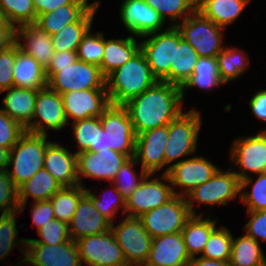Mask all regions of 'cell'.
Returning <instances> with one entry per match:
<instances>
[{"label":"cell","instance_id":"6da1fadb","mask_svg":"<svg viewBox=\"0 0 266 266\" xmlns=\"http://www.w3.org/2000/svg\"><path fill=\"white\" fill-rule=\"evenodd\" d=\"M180 87L164 81L145 90L123 106L130 116L135 135L169 125L183 112Z\"/></svg>","mask_w":266,"mask_h":266},{"label":"cell","instance_id":"7a4b0ae2","mask_svg":"<svg viewBox=\"0 0 266 266\" xmlns=\"http://www.w3.org/2000/svg\"><path fill=\"white\" fill-rule=\"evenodd\" d=\"M157 82L141 50L105 78L107 95L112 105L126 104Z\"/></svg>","mask_w":266,"mask_h":266},{"label":"cell","instance_id":"3957f363","mask_svg":"<svg viewBox=\"0 0 266 266\" xmlns=\"http://www.w3.org/2000/svg\"><path fill=\"white\" fill-rule=\"evenodd\" d=\"M46 135L25 131L10 150L7 172L13 184L19 188L40 169L44 168V154L51 141Z\"/></svg>","mask_w":266,"mask_h":266},{"label":"cell","instance_id":"277c9868","mask_svg":"<svg viewBox=\"0 0 266 266\" xmlns=\"http://www.w3.org/2000/svg\"><path fill=\"white\" fill-rule=\"evenodd\" d=\"M47 86L60 95L86 89H106L100 67L77 59L65 67H46Z\"/></svg>","mask_w":266,"mask_h":266},{"label":"cell","instance_id":"5b68a950","mask_svg":"<svg viewBox=\"0 0 266 266\" xmlns=\"http://www.w3.org/2000/svg\"><path fill=\"white\" fill-rule=\"evenodd\" d=\"M201 126V114L195 107L182 112L169 124V136L164 149L165 166H168L165 174L171 168L170 163L196 152Z\"/></svg>","mask_w":266,"mask_h":266},{"label":"cell","instance_id":"8992f818","mask_svg":"<svg viewBox=\"0 0 266 266\" xmlns=\"http://www.w3.org/2000/svg\"><path fill=\"white\" fill-rule=\"evenodd\" d=\"M140 38V50L144 53L148 65L158 81L170 83V67L174 64L175 46L182 38L176 26L164 31L150 33Z\"/></svg>","mask_w":266,"mask_h":266},{"label":"cell","instance_id":"52a82bcc","mask_svg":"<svg viewBox=\"0 0 266 266\" xmlns=\"http://www.w3.org/2000/svg\"><path fill=\"white\" fill-rule=\"evenodd\" d=\"M182 21L175 26L199 57H216L223 50L224 28L205 18L198 10Z\"/></svg>","mask_w":266,"mask_h":266},{"label":"cell","instance_id":"ba28073f","mask_svg":"<svg viewBox=\"0 0 266 266\" xmlns=\"http://www.w3.org/2000/svg\"><path fill=\"white\" fill-rule=\"evenodd\" d=\"M151 176L153 174L148 173L140 185L125 199V215L128 217H140L168 203L176 196L167 174L163 173L161 177L152 179Z\"/></svg>","mask_w":266,"mask_h":266},{"label":"cell","instance_id":"9c48e42d","mask_svg":"<svg viewBox=\"0 0 266 266\" xmlns=\"http://www.w3.org/2000/svg\"><path fill=\"white\" fill-rule=\"evenodd\" d=\"M192 216L186 197L175 196L168 203L138 217L152 238L181 232Z\"/></svg>","mask_w":266,"mask_h":266},{"label":"cell","instance_id":"30bf717a","mask_svg":"<svg viewBox=\"0 0 266 266\" xmlns=\"http://www.w3.org/2000/svg\"><path fill=\"white\" fill-rule=\"evenodd\" d=\"M240 195V180L234 173V170L223 171L220 168L214 176L197 186L187 196L186 200L192 215L196 214L194 201L200 205H227L231 200H234Z\"/></svg>","mask_w":266,"mask_h":266},{"label":"cell","instance_id":"8fae6325","mask_svg":"<svg viewBox=\"0 0 266 266\" xmlns=\"http://www.w3.org/2000/svg\"><path fill=\"white\" fill-rule=\"evenodd\" d=\"M111 231L123 251L127 264L144 266L148 259L152 237L138 217L126 216L118 225L111 224Z\"/></svg>","mask_w":266,"mask_h":266},{"label":"cell","instance_id":"7c38bea8","mask_svg":"<svg viewBox=\"0 0 266 266\" xmlns=\"http://www.w3.org/2000/svg\"><path fill=\"white\" fill-rule=\"evenodd\" d=\"M75 242L82 266L83 263L87 266H124L127 264L111 229L101 234L82 237Z\"/></svg>","mask_w":266,"mask_h":266},{"label":"cell","instance_id":"4fadbf2b","mask_svg":"<svg viewBox=\"0 0 266 266\" xmlns=\"http://www.w3.org/2000/svg\"><path fill=\"white\" fill-rule=\"evenodd\" d=\"M100 122L106 131L107 148L134 157L136 135L127 109L110 104L100 116Z\"/></svg>","mask_w":266,"mask_h":266},{"label":"cell","instance_id":"5bb4252c","mask_svg":"<svg viewBox=\"0 0 266 266\" xmlns=\"http://www.w3.org/2000/svg\"><path fill=\"white\" fill-rule=\"evenodd\" d=\"M69 123L62 96L48 86L38 90L33 118L25 131L47 136V130L60 131Z\"/></svg>","mask_w":266,"mask_h":266},{"label":"cell","instance_id":"9a60e30c","mask_svg":"<svg viewBox=\"0 0 266 266\" xmlns=\"http://www.w3.org/2000/svg\"><path fill=\"white\" fill-rule=\"evenodd\" d=\"M218 169L204 157L195 156L172 163L167 175L172 187L182 188L181 192L175 191V195L187 197L197 186L210 180Z\"/></svg>","mask_w":266,"mask_h":266},{"label":"cell","instance_id":"2e32d148","mask_svg":"<svg viewBox=\"0 0 266 266\" xmlns=\"http://www.w3.org/2000/svg\"><path fill=\"white\" fill-rule=\"evenodd\" d=\"M231 159L240 172L234 171L239 180L248 177V173L260 174L266 165V130L257 135L236 138L231 144Z\"/></svg>","mask_w":266,"mask_h":266},{"label":"cell","instance_id":"e0dca14e","mask_svg":"<svg viewBox=\"0 0 266 266\" xmlns=\"http://www.w3.org/2000/svg\"><path fill=\"white\" fill-rule=\"evenodd\" d=\"M76 158L77 175L81 186H83L82 177L112 182L118 170L129 159L127 155L111 149L81 152L76 154Z\"/></svg>","mask_w":266,"mask_h":266},{"label":"cell","instance_id":"ac0fdd59","mask_svg":"<svg viewBox=\"0 0 266 266\" xmlns=\"http://www.w3.org/2000/svg\"><path fill=\"white\" fill-rule=\"evenodd\" d=\"M25 258L29 266H82L77 244L72 239L57 245L26 240Z\"/></svg>","mask_w":266,"mask_h":266},{"label":"cell","instance_id":"d6986e66","mask_svg":"<svg viewBox=\"0 0 266 266\" xmlns=\"http://www.w3.org/2000/svg\"><path fill=\"white\" fill-rule=\"evenodd\" d=\"M120 6L121 21L135 38L162 31L166 24L160 14L144 0H123Z\"/></svg>","mask_w":266,"mask_h":266},{"label":"cell","instance_id":"ffe728a7","mask_svg":"<svg viewBox=\"0 0 266 266\" xmlns=\"http://www.w3.org/2000/svg\"><path fill=\"white\" fill-rule=\"evenodd\" d=\"M169 136V125L136 135L135 158L147 173L155 174L165 167L164 149Z\"/></svg>","mask_w":266,"mask_h":266},{"label":"cell","instance_id":"44dd1931","mask_svg":"<svg viewBox=\"0 0 266 266\" xmlns=\"http://www.w3.org/2000/svg\"><path fill=\"white\" fill-rule=\"evenodd\" d=\"M67 120L72 123L89 117H100L110 105L106 89H86L61 94Z\"/></svg>","mask_w":266,"mask_h":266},{"label":"cell","instance_id":"7402d4cb","mask_svg":"<svg viewBox=\"0 0 266 266\" xmlns=\"http://www.w3.org/2000/svg\"><path fill=\"white\" fill-rule=\"evenodd\" d=\"M191 260L181 232L152 239L144 266H187Z\"/></svg>","mask_w":266,"mask_h":266},{"label":"cell","instance_id":"603a6c76","mask_svg":"<svg viewBox=\"0 0 266 266\" xmlns=\"http://www.w3.org/2000/svg\"><path fill=\"white\" fill-rule=\"evenodd\" d=\"M44 168L61 187L79 185L76 154L58 142H51L44 154Z\"/></svg>","mask_w":266,"mask_h":266},{"label":"cell","instance_id":"cb8c5ba5","mask_svg":"<svg viewBox=\"0 0 266 266\" xmlns=\"http://www.w3.org/2000/svg\"><path fill=\"white\" fill-rule=\"evenodd\" d=\"M68 226L70 239L74 241L111 229V223L98 212L93 201L86 194L80 199Z\"/></svg>","mask_w":266,"mask_h":266},{"label":"cell","instance_id":"d4e9b609","mask_svg":"<svg viewBox=\"0 0 266 266\" xmlns=\"http://www.w3.org/2000/svg\"><path fill=\"white\" fill-rule=\"evenodd\" d=\"M23 40V44L20 42ZM16 42L21 50L31 55L46 68L54 54L52 36L36 23H27L16 27Z\"/></svg>","mask_w":266,"mask_h":266},{"label":"cell","instance_id":"484cf974","mask_svg":"<svg viewBox=\"0 0 266 266\" xmlns=\"http://www.w3.org/2000/svg\"><path fill=\"white\" fill-rule=\"evenodd\" d=\"M14 87L40 90L47 87L45 68L16 42V60L13 68Z\"/></svg>","mask_w":266,"mask_h":266},{"label":"cell","instance_id":"4316f807","mask_svg":"<svg viewBox=\"0 0 266 266\" xmlns=\"http://www.w3.org/2000/svg\"><path fill=\"white\" fill-rule=\"evenodd\" d=\"M7 92L2 110L11 119L18 121L24 128L31 122L38 90L11 87L0 92Z\"/></svg>","mask_w":266,"mask_h":266},{"label":"cell","instance_id":"83f0119b","mask_svg":"<svg viewBox=\"0 0 266 266\" xmlns=\"http://www.w3.org/2000/svg\"><path fill=\"white\" fill-rule=\"evenodd\" d=\"M132 36L126 38L105 40L104 53L100 66L101 73L106 78L120 66L130 60L139 50L140 42L137 43Z\"/></svg>","mask_w":266,"mask_h":266},{"label":"cell","instance_id":"f1b7e54d","mask_svg":"<svg viewBox=\"0 0 266 266\" xmlns=\"http://www.w3.org/2000/svg\"><path fill=\"white\" fill-rule=\"evenodd\" d=\"M99 7L100 1L96 0L95 4L77 22L64 26L52 35L54 51H77L83 36L92 28L93 18Z\"/></svg>","mask_w":266,"mask_h":266},{"label":"cell","instance_id":"f546056e","mask_svg":"<svg viewBox=\"0 0 266 266\" xmlns=\"http://www.w3.org/2000/svg\"><path fill=\"white\" fill-rule=\"evenodd\" d=\"M216 223L217 219H212L209 215L203 217L202 214L192 215L187 220L181 233L190 258L202 254L206 242L217 227Z\"/></svg>","mask_w":266,"mask_h":266},{"label":"cell","instance_id":"4dcf8cb0","mask_svg":"<svg viewBox=\"0 0 266 266\" xmlns=\"http://www.w3.org/2000/svg\"><path fill=\"white\" fill-rule=\"evenodd\" d=\"M60 188L61 185L45 168L40 169L18 188V212L24 211L29 196L34 202L49 200Z\"/></svg>","mask_w":266,"mask_h":266},{"label":"cell","instance_id":"1f68e13d","mask_svg":"<svg viewBox=\"0 0 266 266\" xmlns=\"http://www.w3.org/2000/svg\"><path fill=\"white\" fill-rule=\"evenodd\" d=\"M251 0H200L197 10L216 25L226 28L238 19Z\"/></svg>","mask_w":266,"mask_h":266},{"label":"cell","instance_id":"d6a6232c","mask_svg":"<svg viewBox=\"0 0 266 266\" xmlns=\"http://www.w3.org/2000/svg\"><path fill=\"white\" fill-rule=\"evenodd\" d=\"M68 4L58 7L56 10L41 14L36 24L50 36L59 32L64 26L77 22L94 4Z\"/></svg>","mask_w":266,"mask_h":266},{"label":"cell","instance_id":"836d02e7","mask_svg":"<svg viewBox=\"0 0 266 266\" xmlns=\"http://www.w3.org/2000/svg\"><path fill=\"white\" fill-rule=\"evenodd\" d=\"M225 84L220 76L216 57H199L192 75L180 87L182 98L185 90L194 86L203 90L214 89Z\"/></svg>","mask_w":266,"mask_h":266},{"label":"cell","instance_id":"e575fe53","mask_svg":"<svg viewBox=\"0 0 266 266\" xmlns=\"http://www.w3.org/2000/svg\"><path fill=\"white\" fill-rule=\"evenodd\" d=\"M229 262L231 266H266V257L260 244L244 234L233 237Z\"/></svg>","mask_w":266,"mask_h":266},{"label":"cell","instance_id":"d590c367","mask_svg":"<svg viewBox=\"0 0 266 266\" xmlns=\"http://www.w3.org/2000/svg\"><path fill=\"white\" fill-rule=\"evenodd\" d=\"M199 56L183 38L175 46L174 64L170 67V84L181 87L192 75Z\"/></svg>","mask_w":266,"mask_h":266},{"label":"cell","instance_id":"8d00e7d4","mask_svg":"<svg viewBox=\"0 0 266 266\" xmlns=\"http://www.w3.org/2000/svg\"><path fill=\"white\" fill-rule=\"evenodd\" d=\"M86 194L81 185L61 187L49 200L53 207L55 219L69 224L80 199Z\"/></svg>","mask_w":266,"mask_h":266},{"label":"cell","instance_id":"74e56055","mask_svg":"<svg viewBox=\"0 0 266 266\" xmlns=\"http://www.w3.org/2000/svg\"><path fill=\"white\" fill-rule=\"evenodd\" d=\"M216 59L221 79L225 84L229 81H235L244 74L250 64L249 57L237 47H224Z\"/></svg>","mask_w":266,"mask_h":266},{"label":"cell","instance_id":"f35d334b","mask_svg":"<svg viewBox=\"0 0 266 266\" xmlns=\"http://www.w3.org/2000/svg\"><path fill=\"white\" fill-rule=\"evenodd\" d=\"M0 15L15 28L37 20L32 0H0Z\"/></svg>","mask_w":266,"mask_h":266},{"label":"cell","instance_id":"ab89813d","mask_svg":"<svg viewBox=\"0 0 266 266\" xmlns=\"http://www.w3.org/2000/svg\"><path fill=\"white\" fill-rule=\"evenodd\" d=\"M253 183L251 191H245L246 187ZM240 202L247 206V211L266 210V174H257L253 182L252 176L240 181Z\"/></svg>","mask_w":266,"mask_h":266},{"label":"cell","instance_id":"60d3db41","mask_svg":"<svg viewBox=\"0 0 266 266\" xmlns=\"http://www.w3.org/2000/svg\"><path fill=\"white\" fill-rule=\"evenodd\" d=\"M233 235L226 226L216 228L210 235L200 257L226 261L230 259Z\"/></svg>","mask_w":266,"mask_h":266},{"label":"cell","instance_id":"b9f144b4","mask_svg":"<svg viewBox=\"0 0 266 266\" xmlns=\"http://www.w3.org/2000/svg\"><path fill=\"white\" fill-rule=\"evenodd\" d=\"M155 9L166 22L167 17L172 20L170 26L177 25L178 19H185L197 10L192 0H144ZM183 17V18H182ZM174 21V22H173ZM176 21V23H175Z\"/></svg>","mask_w":266,"mask_h":266},{"label":"cell","instance_id":"7bdbcfd3","mask_svg":"<svg viewBox=\"0 0 266 266\" xmlns=\"http://www.w3.org/2000/svg\"><path fill=\"white\" fill-rule=\"evenodd\" d=\"M20 215L18 211L0 216V260L3 261L13 249V246L22 245L20 252L25 255V238H17L18 230L16 225V216ZM17 241V242H16ZM21 243V244H20ZM24 248V249H23ZM22 250V251H21ZM3 259V260H2Z\"/></svg>","mask_w":266,"mask_h":266},{"label":"cell","instance_id":"ee69618b","mask_svg":"<svg viewBox=\"0 0 266 266\" xmlns=\"http://www.w3.org/2000/svg\"><path fill=\"white\" fill-rule=\"evenodd\" d=\"M138 164L135 157H130L118 170V173L112 180L117 191L126 199L140 185L143 178L148 174L141 168L140 176L136 173L134 166ZM138 176L140 177L138 179Z\"/></svg>","mask_w":266,"mask_h":266},{"label":"cell","instance_id":"f6af8a7d","mask_svg":"<svg viewBox=\"0 0 266 266\" xmlns=\"http://www.w3.org/2000/svg\"><path fill=\"white\" fill-rule=\"evenodd\" d=\"M76 53L79 60L100 67L104 53L103 32L93 34L90 28L83 36Z\"/></svg>","mask_w":266,"mask_h":266},{"label":"cell","instance_id":"bcb514c9","mask_svg":"<svg viewBox=\"0 0 266 266\" xmlns=\"http://www.w3.org/2000/svg\"><path fill=\"white\" fill-rule=\"evenodd\" d=\"M111 192L115 195V199L113 196V199H110L109 197H103L97 196L96 194L92 193L91 190H88L86 188V195L93 201V204L95 208L98 210V212L104 216L111 224H113V218H115V215L117 214L120 207L123 209L122 215L125 216V198L117 191V189L114 187L111 188ZM110 192V193H111ZM107 196V195H106ZM109 198V200H108Z\"/></svg>","mask_w":266,"mask_h":266},{"label":"cell","instance_id":"7dc6e473","mask_svg":"<svg viewBox=\"0 0 266 266\" xmlns=\"http://www.w3.org/2000/svg\"><path fill=\"white\" fill-rule=\"evenodd\" d=\"M41 239H26L33 240L35 243L57 245L70 240L69 226L67 223L60 220H50L46 225H42L37 231Z\"/></svg>","mask_w":266,"mask_h":266},{"label":"cell","instance_id":"c3c4849f","mask_svg":"<svg viewBox=\"0 0 266 266\" xmlns=\"http://www.w3.org/2000/svg\"><path fill=\"white\" fill-rule=\"evenodd\" d=\"M69 124L73 127V135L77 143L78 151L75 154L89 151L90 146H95L96 117H89Z\"/></svg>","mask_w":266,"mask_h":266},{"label":"cell","instance_id":"681fc988","mask_svg":"<svg viewBox=\"0 0 266 266\" xmlns=\"http://www.w3.org/2000/svg\"><path fill=\"white\" fill-rule=\"evenodd\" d=\"M18 209V188L13 184L7 170L0 171V211L4 215Z\"/></svg>","mask_w":266,"mask_h":266},{"label":"cell","instance_id":"f907efd6","mask_svg":"<svg viewBox=\"0 0 266 266\" xmlns=\"http://www.w3.org/2000/svg\"><path fill=\"white\" fill-rule=\"evenodd\" d=\"M25 128L0 110V147L11 150L18 142Z\"/></svg>","mask_w":266,"mask_h":266},{"label":"cell","instance_id":"816d5d0a","mask_svg":"<svg viewBox=\"0 0 266 266\" xmlns=\"http://www.w3.org/2000/svg\"><path fill=\"white\" fill-rule=\"evenodd\" d=\"M16 60V42L0 52V92L14 87L13 68Z\"/></svg>","mask_w":266,"mask_h":266},{"label":"cell","instance_id":"f5cc1de1","mask_svg":"<svg viewBox=\"0 0 266 266\" xmlns=\"http://www.w3.org/2000/svg\"><path fill=\"white\" fill-rule=\"evenodd\" d=\"M250 216V220L245 224L244 228L246 235L261 242L266 241V210L260 211H247Z\"/></svg>","mask_w":266,"mask_h":266},{"label":"cell","instance_id":"db71d44e","mask_svg":"<svg viewBox=\"0 0 266 266\" xmlns=\"http://www.w3.org/2000/svg\"><path fill=\"white\" fill-rule=\"evenodd\" d=\"M31 207V217L33 220V225L36 226L37 231L42 227V225H46L50 220L55 219L50 200L33 202Z\"/></svg>","mask_w":266,"mask_h":266},{"label":"cell","instance_id":"11a10c76","mask_svg":"<svg viewBox=\"0 0 266 266\" xmlns=\"http://www.w3.org/2000/svg\"><path fill=\"white\" fill-rule=\"evenodd\" d=\"M37 18L44 13L56 10L68 4H90L88 0H32Z\"/></svg>","mask_w":266,"mask_h":266},{"label":"cell","instance_id":"9f6ffc18","mask_svg":"<svg viewBox=\"0 0 266 266\" xmlns=\"http://www.w3.org/2000/svg\"><path fill=\"white\" fill-rule=\"evenodd\" d=\"M16 42V28L0 15V52Z\"/></svg>","mask_w":266,"mask_h":266},{"label":"cell","instance_id":"6f0895ef","mask_svg":"<svg viewBox=\"0 0 266 266\" xmlns=\"http://www.w3.org/2000/svg\"><path fill=\"white\" fill-rule=\"evenodd\" d=\"M250 110L252 114L262 120L266 121V89L260 90L253 94L249 101Z\"/></svg>","mask_w":266,"mask_h":266},{"label":"cell","instance_id":"680465c9","mask_svg":"<svg viewBox=\"0 0 266 266\" xmlns=\"http://www.w3.org/2000/svg\"><path fill=\"white\" fill-rule=\"evenodd\" d=\"M78 59L76 51H55L47 67H65Z\"/></svg>","mask_w":266,"mask_h":266},{"label":"cell","instance_id":"91938a15","mask_svg":"<svg viewBox=\"0 0 266 266\" xmlns=\"http://www.w3.org/2000/svg\"><path fill=\"white\" fill-rule=\"evenodd\" d=\"M106 131L102 128L100 117H96V137L95 146H90V152H97L99 150H107Z\"/></svg>","mask_w":266,"mask_h":266},{"label":"cell","instance_id":"94428289","mask_svg":"<svg viewBox=\"0 0 266 266\" xmlns=\"http://www.w3.org/2000/svg\"><path fill=\"white\" fill-rule=\"evenodd\" d=\"M187 266H231L229 260L226 261H216L211 259H206L203 257L191 258Z\"/></svg>","mask_w":266,"mask_h":266},{"label":"cell","instance_id":"6125c7cd","mask_svg":"<svg viewBox=\"0 0 266 266\" xmlns=\"http://www.w3.org/2000/svg\"><path fill=\"white\" fill-rule=\"evenodd\" d=\"M10 150L0 147V171L8 169Z\"/></svg>","mask_w":266,"mask_h":266},{"label":"cell","instance_id":"be15d7a7","mask_svg":"<svg viewBox=\"0 0 266 266\" xmlns=\"http://www.w3.org/2000/svg\"><path fill=\"white\" fill-rule=\"evenodd\" d=\"M27 263V260H26V258H25V255H24V258L20 261V262H18V266L20 265V263ZM12 266V265H11ZM16 266V265H15Z\"/></svg>","mask_w":266,"mask_h":266},{"label":"cell","instance_id":"e7e4bbea","mask_svg":"<svg viewBox=\"0 0 266 266\" xmlns=\"http://www.w3.org/2000/svg\"><path fill=\"white\" fill-rule=\"evenodd\" d=\"M196 5H198L200 0H192Z\"/></svg>","mask_w":266,"mask_h":266},{"label":"cell","instance_id":"03108f58","mask_svg":"<svg viewBox=\"0 0 266 266\" xmlns=\"http://www.w3.org/2000/svg\"><path fill=\"white\" fill-rule=\"evenodd\" d=\"M263 173L266 174V165H265V168H264V170H263Z\"/></svg>","mask_w":266,"mask_h":266},{"label":"cell","instance_id":"003e7915","mask_svg":"<svg viewBox=\"0 0 266 266\" xmlns=\"http://www.w3.org/2000/svg\"><path fill=\"white\" fill-rule=\"evenodd\" d=\"M124 266H136V265H130V264H126V265H124Z\"/></svg>","mask_w":266,"mask_h":266}]
</instances>
